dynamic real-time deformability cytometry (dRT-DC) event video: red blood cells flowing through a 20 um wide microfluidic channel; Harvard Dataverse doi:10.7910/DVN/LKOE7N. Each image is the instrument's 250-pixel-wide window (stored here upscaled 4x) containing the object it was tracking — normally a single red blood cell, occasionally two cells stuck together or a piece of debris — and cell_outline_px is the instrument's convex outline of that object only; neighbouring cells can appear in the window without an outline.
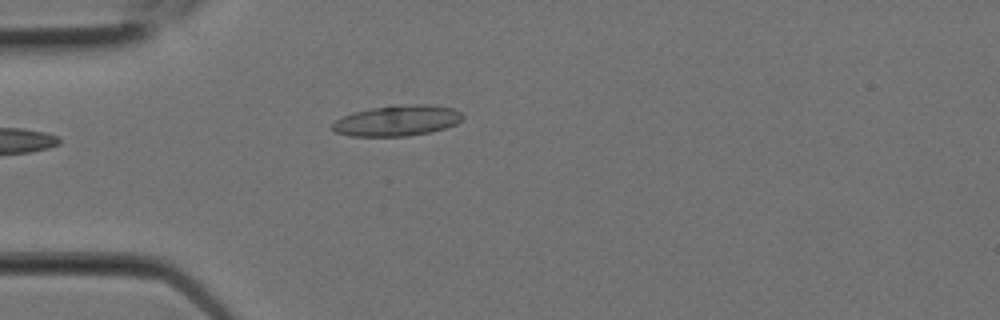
{"species": "Egyptian fruit bat (a non-hibernating species)", "species_latin": "Rousettus aegyptiacus", "temperature_condition": "room temperature", "stored_images_in_passage": 6, "camera_frame_rate_fps": 3000, "um_per_image_px": 0.085, "animal": {"sex": "female"}, "frame": {"image": 1, "passage_image": 6, "time_ms": 1.667, "image_size_px": [1000, 320], "cell_outline_px": [[464, 120], [456, 124], [432, 132], [408, 136], [348, 136], [336, 132], [332, 128], [332, 124], [336, 120], [352, 112], [372, 108], [412, 104], [428, 104], [452, 108], [460, 112], [464, 116]], "centroid_in_image_um": [33.79, 10.26], "position_along_channel_um": 51.2, "area_um2": 23.29}}